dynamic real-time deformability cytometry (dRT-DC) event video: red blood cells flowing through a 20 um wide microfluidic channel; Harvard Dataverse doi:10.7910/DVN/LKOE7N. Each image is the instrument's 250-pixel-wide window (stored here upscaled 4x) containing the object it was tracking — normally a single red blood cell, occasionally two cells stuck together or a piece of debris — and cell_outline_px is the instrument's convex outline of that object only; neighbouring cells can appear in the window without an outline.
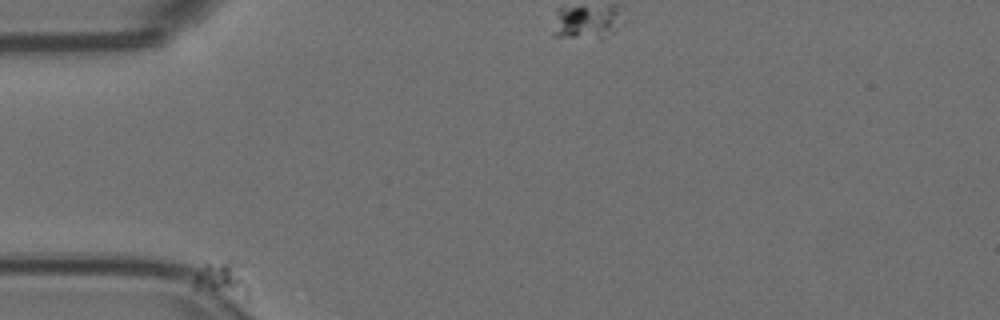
{"species": "Egyptian fruit bat (a non-hibernating species)", "species_latin": "Rousettus aegyptiacus", "temperature_condition": "room temperature", "stored_images_in_passage": 6, "camera_frame_rate_fps": 3000, "um_per_image_px": 0.085, "animal": {"sex": "female"}, "frame": {"image": 1, "passage_image": 1, "time_ms": 0.0, "image_size_px": [1000, 320], "cell_outline_px": [[252, 304], [248, 304], [212, 288], [196, 280], [192, 268], [204, 264], [232, 256], [244, 260]], "centroid_in_image_um": [19.2, 23.6], "position_along_channel_um": 65.8, "area_um2": 12.2}}
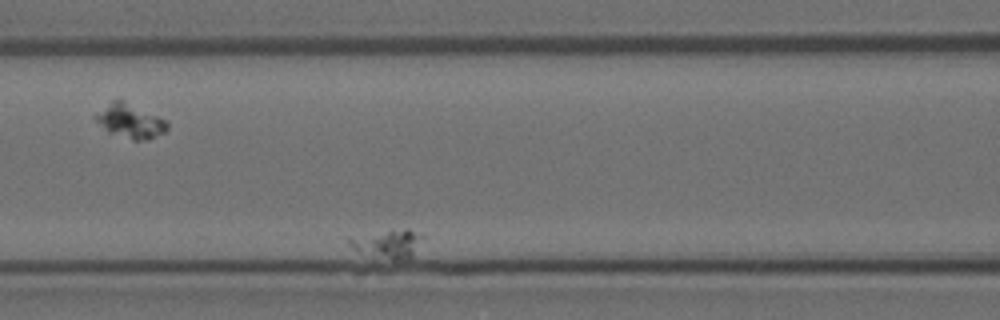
{"frame": {"image": 2, "passage_image": 5, "time_ms": 1.333, "image_size_px": [1000, 320], "cell_outline_px": [[424, 236], [412, 256], [408, 260], [392, 260], [360, 252], [352, 248], [348, 244], [348, 236], [392, 228], [408, 228]], "centroid_in_image_um": [32.94, 20.68], "position_along_channel_um": 133.7, "area_um2": 12.66}}